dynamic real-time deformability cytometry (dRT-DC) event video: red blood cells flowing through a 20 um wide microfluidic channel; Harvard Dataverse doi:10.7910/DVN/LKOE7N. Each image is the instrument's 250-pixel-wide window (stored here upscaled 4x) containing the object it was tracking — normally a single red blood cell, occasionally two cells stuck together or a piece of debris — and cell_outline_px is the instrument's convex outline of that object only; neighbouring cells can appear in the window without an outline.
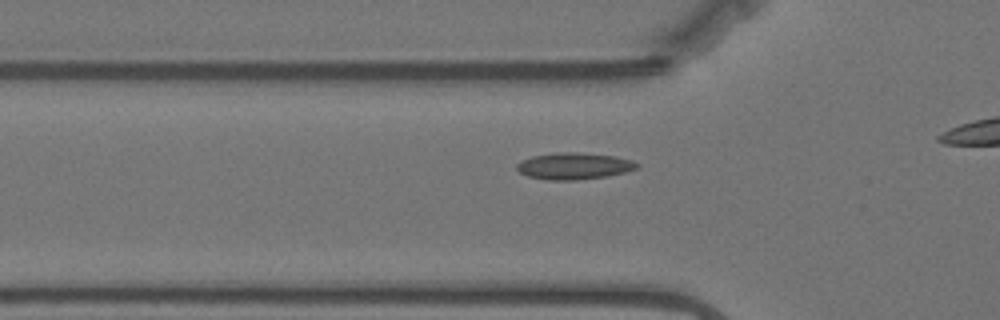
{"species": "Egyptian fruit bat (a non-hibernating species)", "species_latin": "Rousettus aegyptiacus", "temperature_condition": "warm", "stored_images_in_passage": 38, "camera_frame_rate_fps": 3000, "um_per_image_px": 0.085, "animal": {"sex": "female"}, "frame": {"image": 1, "passage_image": 10, "time_ms": 3.0, "image_size_px": [1000, 320], "cell_outline_px": [[640, 164], [636, 168], [624, 172], [604, 176], [576, 180], [548, 180], [528, 176], [520, 172], [516, 168], [516, 164], [532, 156], [560, 152], [576, 152], [616, 156], [632, 160]], "centroid_in_image_um": [48.79, 14.11], "position_along_channel_um": 77.0, "area_um2": 18.44}}
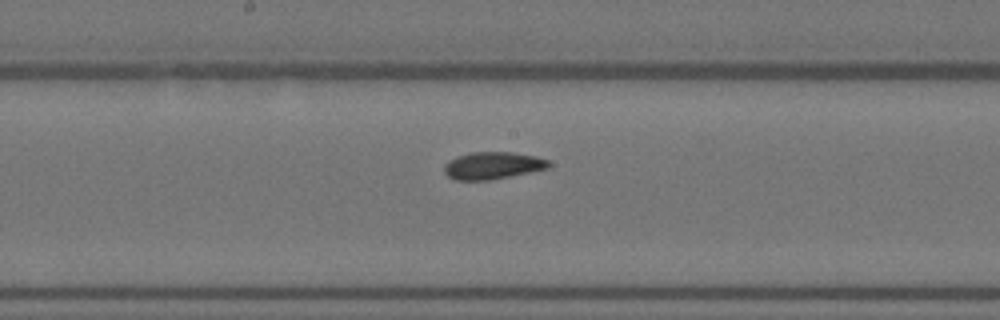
{"frame": {"image": 2, "passage_image": 21, "time_ms": 6.667, "image_size_px": [1000, 320], "cell_outline_px": [[552, 164], [548, 168], [488, 180], [456, 180], [448, 176], [444, 172], [444, 164], [448, 160], [456, 156], [468, 152], [512, 152], [536, 156], [548, 160]], "centroid_in_image_um": [41.84, 14.05], "position_along_channel_um": 206.4, "area_um2": 16.59}}
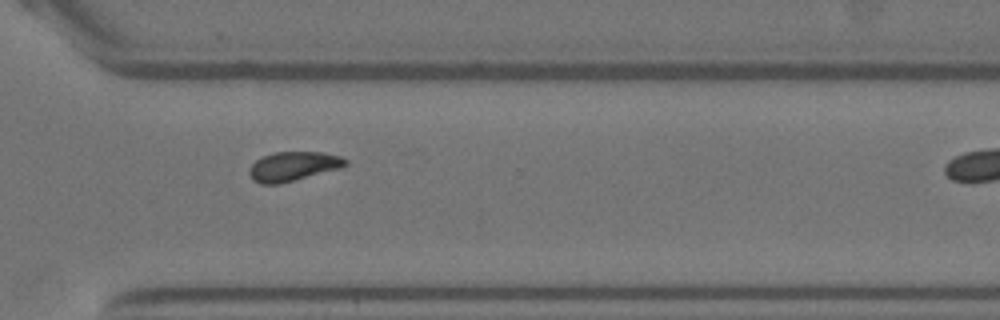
{"frame": {"image": 3, "passage_image": 33, "time_ms": 10.667, "image_size_px": [1000, 320], "cell_outline_px": [[348, 164], [344, 168], [280, 184], [260, 184], [252, 180], [248, 172], [252, 164], [256, 160], [272, 152], [324, 152], [340, 156], [348, 160]], "centroid_in_image_um": [24.96, 14.14], "position_along_channel_um": 345.6, "area_um2": 16.76}}